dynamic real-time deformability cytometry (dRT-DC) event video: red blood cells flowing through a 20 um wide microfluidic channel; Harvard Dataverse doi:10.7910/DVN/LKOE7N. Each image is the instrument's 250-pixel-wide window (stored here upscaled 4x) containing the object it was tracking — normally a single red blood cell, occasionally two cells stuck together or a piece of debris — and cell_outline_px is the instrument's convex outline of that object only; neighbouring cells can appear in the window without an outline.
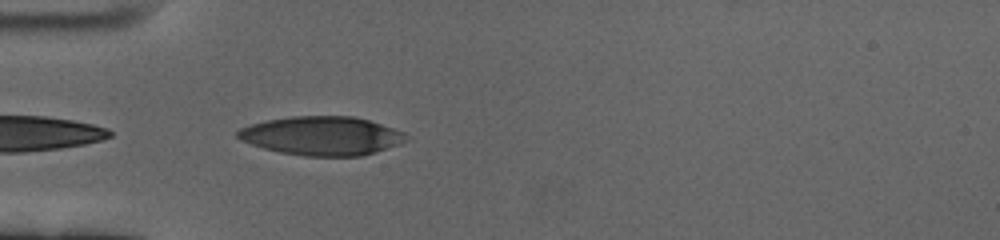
{"species": "human", "species_latin": "Homo sapiens", "temperature_condition": "cold", "stored_images_in_passage": 43, "camera_frame_rate_fps": 3000, "um_per_image_px": 0.085, "donor": {"sex": "female"}, "frame": {"image": 1, "passage_image": 2, "time_ms": 0.333, "image_size_px": [1000, 240], "cell_outline_px": [[408, 140], [400, 144], [376, 152], [360, 156], [304, 156], [280, 152], [264, 148], [240, 140], [236, 136], [236, 132], [240, 128], [252, 124], [268, 120], [292, 116], [352, 116], [368, 120], [404, 132]], "centroid_in_image_um": [27.35, 11.55], "position_along_channel_um": 57.6, "area_um2": 37.92}}
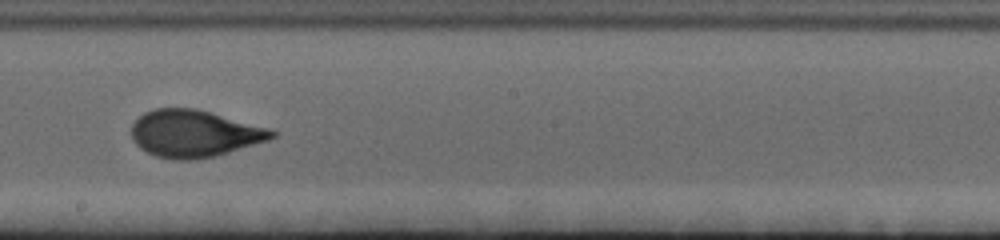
{"frame": {"image": 2, "passage_image": 18, "time_ms": 5.667, "image_size_px": [1000, 240], "cell_outline_px": [[280, 132], [276, 136], [268, 140], [216, 156], [192, 160], [176, 160], [156, 156], [140, 148], [132, 140], [132, 124], [144, 112], [156, 108], [196, 108], [268, 128]], "centroid_in_image_um": [16.51, 11.35], "position_along_channel_um": 231.7, "area_um2": 38.44}}
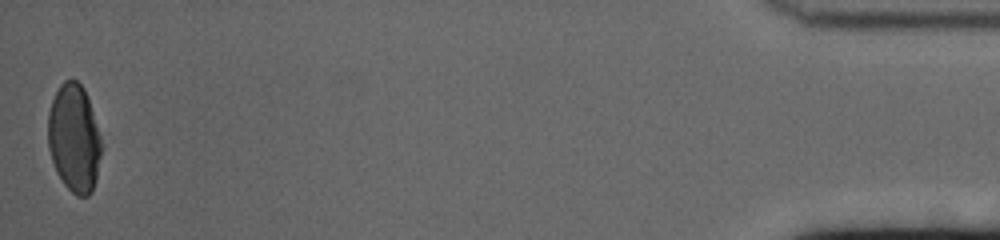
{"frame": {"image": 3, "passage_image": 43, "time_ms": 14.0, "image_size_px": [1000, 240], "cell_outline_px": [[100, 156], [96, 180], [92, 192], [88, 196], [76, 196], [64, 184], [56, 172], [48, 148], [48, 112], [52, 100], [60, 84], [64, 80], [76, 80], [84, 88], [100, 136]], "centroid_in_image_um": [6.28, 11.77], "position_along_channel_um": 428.9, "area_um2": 33.35}, "authors_computed_cell_mechanics": {"area_um2": 37.6278, "velocity_mm_per_s": 3.3841, "shape_relaxation_time_tau1_ms": 3.0023, "shape_relaxation_time_tau2_ms": 1.0449, "deformation_change_tau1": 0.1461, "deformation_change_tau2": 0.0691}}